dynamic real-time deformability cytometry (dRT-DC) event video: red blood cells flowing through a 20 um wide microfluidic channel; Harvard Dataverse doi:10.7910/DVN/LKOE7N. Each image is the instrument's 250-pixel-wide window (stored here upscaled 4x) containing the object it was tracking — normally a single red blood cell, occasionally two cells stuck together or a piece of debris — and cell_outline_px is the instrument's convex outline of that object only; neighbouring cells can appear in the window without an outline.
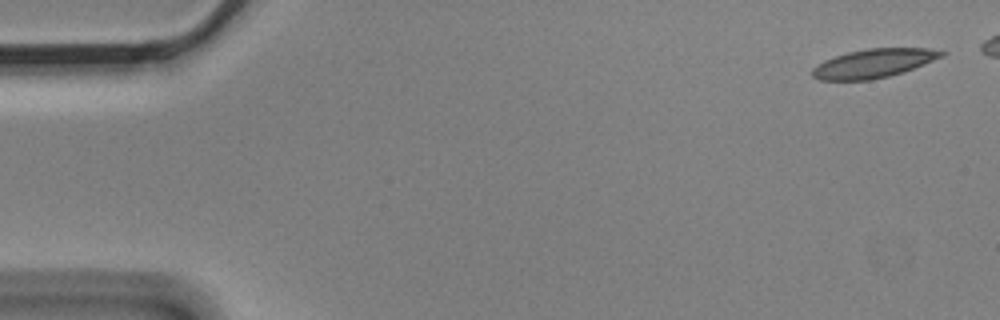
{"species": "Egyptian fruit bat (a non-hibernating species)", "species_latin": "Rousettus aegyptiacus", "temperature_condition": "cold", "stored_images_in_passage": 13, "camera_frame_rate_fps": 3000, "um_per_image_px": 0.085, "animal": {"sex": "male"}, "frame": {"image": 1, "passage_image": 1, "time_ms": 0.0, "image_size_px": [1000, 320], "cell_outline_px": [[948, 52], [944, 56], [912, 68], [888, 76], [872, 80], [820, 80], [812, 76], [812, 68], [824, 60], [848, 52], [868, 48], [928, 48]], "centroid_in_image_um": [74.24, 5.38], "position_along_channel_um": 10.8, "area_um2": 21.44}}
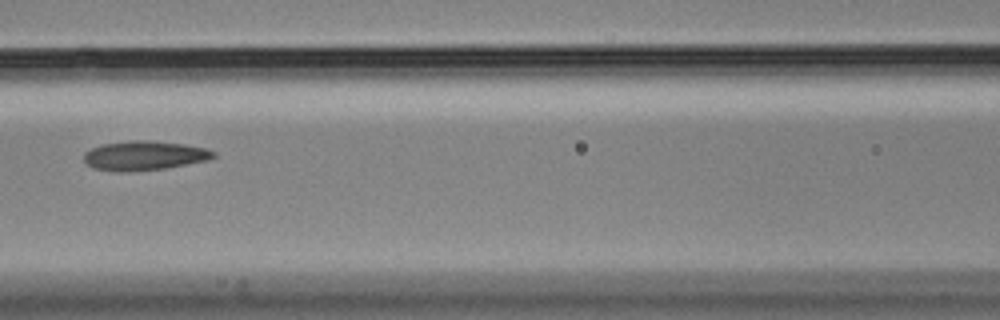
{"frame": {"image": 2, "passage_image": 6, "time_ms": 1.667, "image_size_px": [1000, 320], "cell_outline_px": [[216, 156], [208, 160], [164, 168], [124, 172], [116, 172], [92, 168], [84, 160], [84, 152], [100, 144], [132, 140], [144, 140], [184, 144], [208, 148], [216, 152]], "centroid_in_image_um": [12.25, 13.22], "position_along_channel_um": 154.3, "area_um2": 22.2}}
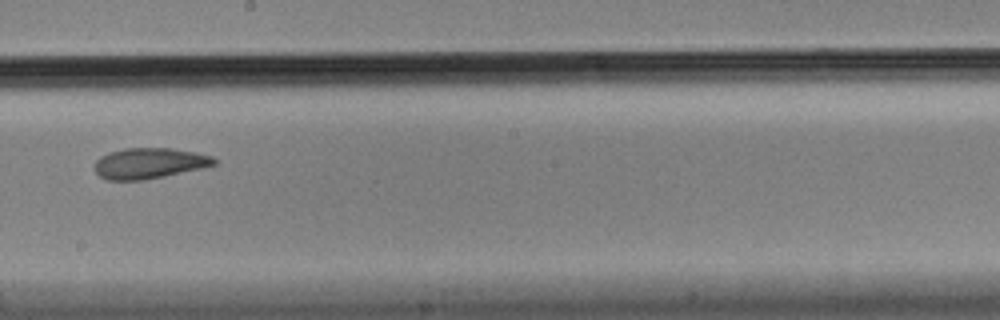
{"frame": {"image": 3, "passage_image": 8, "time_ms": 2.333, "image_size_px": [1000, 320], "cell_outline_px": [[216, 164], [204, 168], [144, 180], [108, 180], [100, 176], [96, 172], [96, 160], [100, 156], [108, 152], [124, 148], [172, 148], [196, 152], [212, 156], [216, 160]], "centroid_in_image_um": [12.71, 13.87], "position_along_channel_um": 235.5, "area_um2": 21.44}}